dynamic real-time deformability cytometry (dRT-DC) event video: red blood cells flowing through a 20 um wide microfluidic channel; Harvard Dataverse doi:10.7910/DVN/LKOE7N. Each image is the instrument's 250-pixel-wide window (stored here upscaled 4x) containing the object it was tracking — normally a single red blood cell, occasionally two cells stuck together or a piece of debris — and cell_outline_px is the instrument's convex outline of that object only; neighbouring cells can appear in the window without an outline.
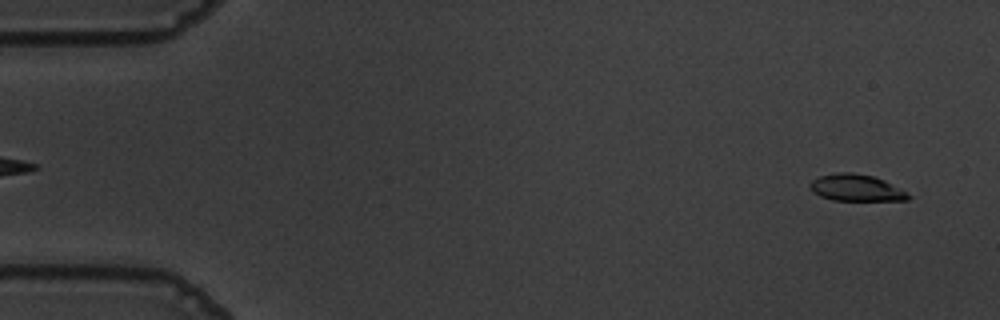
{"species": "common noctule bat (a hibernating species)", "species_latin": "Nyctalus noctula", "temperature_condition": "warm", "stored_images_in_passage": 52, "camera_frame_rate_fps": 3000, "um_per_image_px": 0.085, "animal": {"sex": "male", "body_mass_g": 19.5, "forearm_length_mm": 54.6}, "frame": {"image": 1, "passage_image": 3, "time_ms": 0.667, "image_size_px": [1000, 320], "cell_outline_px": [[912, 196], [908, 200], [832, 200], [820, 196], [812, 192], [808, 188], [808, 184], [812, 180], [820, 176], [836, 172], [852, 172], [872, 176], [884, 180]], "centroid_in_image_um": [72.71, 15.96], "position_along_channel_um": 12.3, "area_um2": 15.26}}
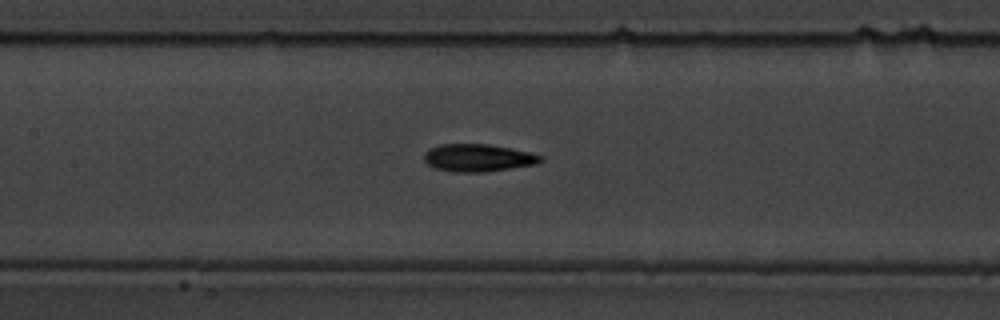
{"frame": {"image": 2, "passage_image": 26, "time_ms": 8.333, "image_size_px": [1000, 320], "cell_outline_px": [[544, 160], [536, 164], [484, 172], [456, 172], [436, 168], [428, 164], [424, 160], [424, 152], [428, 148], [440, 144], [488, 144], [528, 152], [544, 156]], "centroid_in_image_um": [40.62, 13.41], "position_along_channel_um": 166.8, "area_um2": 18.61}}
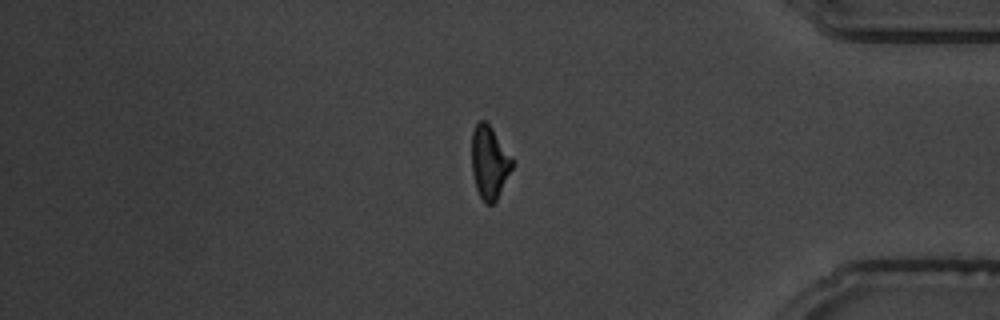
{"frame": {"image": 3, "passage_image": 47, "time_ms": 15.333, "image_size_px": [1000, 320], "cell_outline_px": [[512, 168], [496, 200], [492, 204], [484, 204], [476, 188], [472, 172], [472, 132], [476, 124], [480, 120], [484, 120], [492, 128], [512, 160]], "centroid_in_image_um": [41.56, 13.82], "position_along_channel_um": 393.6, "area_um2": 16.76}, "authors_computed_cell_mechanics": {"area_um2": 17.5712, "velocity_mm_per_s": 3.6116, "shape_relaxation_time_tau1_ms": 3.765, "shape_relaxation_time_tau2_ms": 4.0139, "deformation_change_tau1": 0.1495, "deformation_change_tau2": 0.1207}}